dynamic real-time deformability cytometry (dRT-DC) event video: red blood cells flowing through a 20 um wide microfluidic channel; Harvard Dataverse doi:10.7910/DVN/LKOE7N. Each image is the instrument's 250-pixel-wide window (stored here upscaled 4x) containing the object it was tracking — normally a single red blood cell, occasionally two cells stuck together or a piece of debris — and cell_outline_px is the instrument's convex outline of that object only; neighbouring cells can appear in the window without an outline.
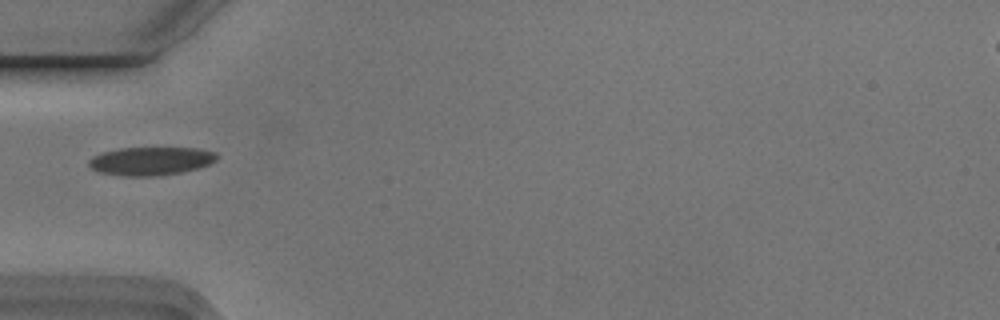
{"species": "Egyptian fruit bat (a non-hibernating species)", "species_latin": "Rousettus aegyptiacus", "temperature_condition": "cold", "stored_images_in_passage": 5, "camera_frame_rate_fps": 3000, "um_per_image_px": 0.085, "animal": {"sex": "male"}, "frame": {"image": 1, "passage_image": 2, "time_ms": 0.333, "image_size_px": [1000, 320], "cell_outline_px": [[216, 160], [208, 164], [196, 168], [180, 172], [160, 176], [124, 176], [100, 172], [92, 168], [88, 164], [88, 160], [92, 156], [104, 152], [120, 148], [196, 148], [216, 152]], "centroid_in_image_um": [12.79, 13.69], "position_along_channel_um": 72.2, "area_um2": 20.92}}
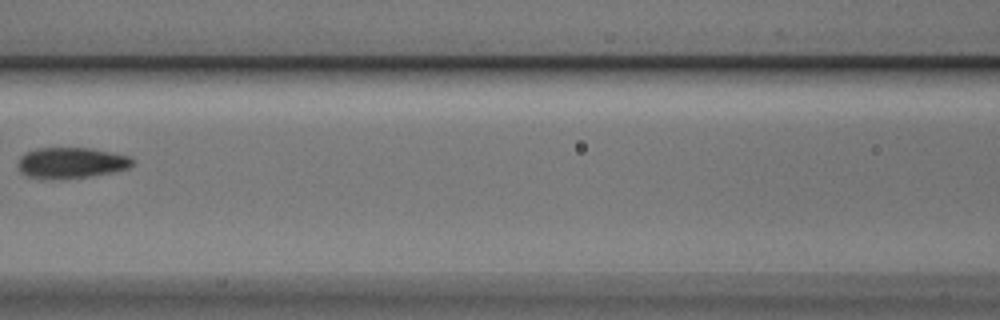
{"frame": {"image": 2, "passage_image": 4, "time_ms": 1.0, "image_size_px": [1000, 320], "cell_outline_px": [[132, 164], [128, 168], [112, 172], [64, 180], [44, 180], [24, 176], [20, 172], [16, 164], [20, 156], [36, 148], [92, 148], [128, 156], [132, 160]], "centroid_in_image_um": [5.95, 13.87], "position_along_channel_um": 160.7, "area_um2": 20.92}}
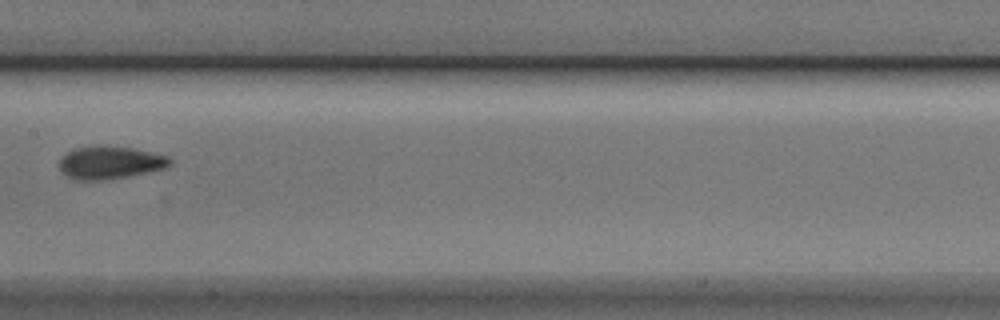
{"frame": {"image": 3, "passage_image": 5, "time_ms": 1.333, "image_size_px": [1000, 320], "cell_outline_px": [[172, 164], [168, 168], [112, 180], [76, 180], [68, 176], [60, 168], [60, 156], [72, 148], [100, 144], [132, 148], [168, 156], [172, 160]], "centroid_in_image_um": [9.37, 13.81], "position_along_channel_um": 198.0, "area_um2": 21.68}}